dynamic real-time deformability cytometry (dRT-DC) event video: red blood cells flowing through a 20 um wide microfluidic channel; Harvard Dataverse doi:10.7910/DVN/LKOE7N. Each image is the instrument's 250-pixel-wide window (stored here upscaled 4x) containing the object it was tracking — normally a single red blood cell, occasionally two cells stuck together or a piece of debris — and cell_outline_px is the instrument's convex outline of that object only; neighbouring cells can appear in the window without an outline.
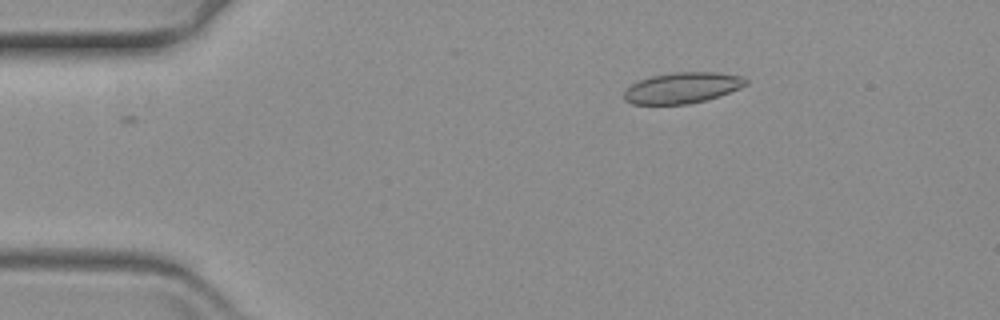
{"species": "common noctule bat (a hibernating species)", "species_latin": "Nyctalus noctula", "temperature_condition": "warm", "stored_images_in_passage": 52, "camera_frame_rate_fps": 3000, "um_per_image_px": 0.085, "animal": {"sex": "female", "body_mass_g": 19.3, "forearm_length_mm": 54.1}, "frame": {"image": 1, "passage_image": 1, "time_ms": 0.0, "image_size_px": [1000, 320], "cell_outline_px": [[748, 84], [740, 88], [720, 96], [688, 104], [632, 104], [624, 100], [624, 92], [632, 84], [640, 80], [652, 76], [676, 72], [716, 72], [744, 76], [748, 80]], "centroid_in_image_um": [58.04, 7.46], "position_along_channel_um": 27.0, "area_um2": 21.91}}
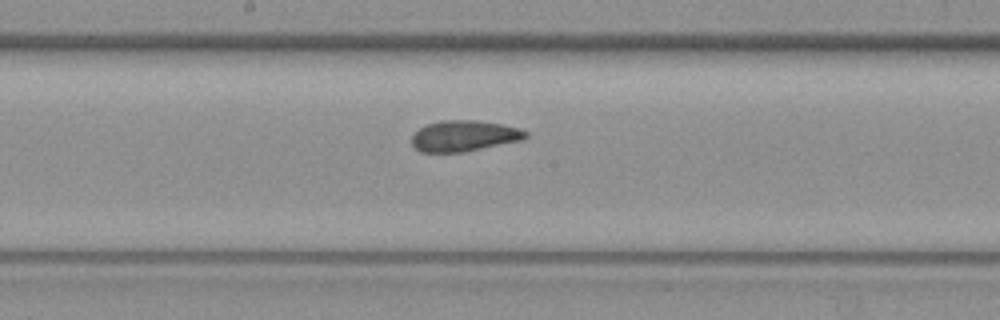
{"frame": {"image": 2, "passage_image": 23, "time_ms": 7.333, "image_size_px": [1000, 320], "cell_outline_px": [[528, 136], [520, 140], [460, 152], [420, 152], [412, 144], [412, 136], [420, 128], [428, 124], [440, 120], [476, 120], [500, 124], [520, 128], [528, 132]], "centroid_in_image_um": [39.43, 11.54], "position_along_channel_um": 208.8, "area_um2": 20.17}}
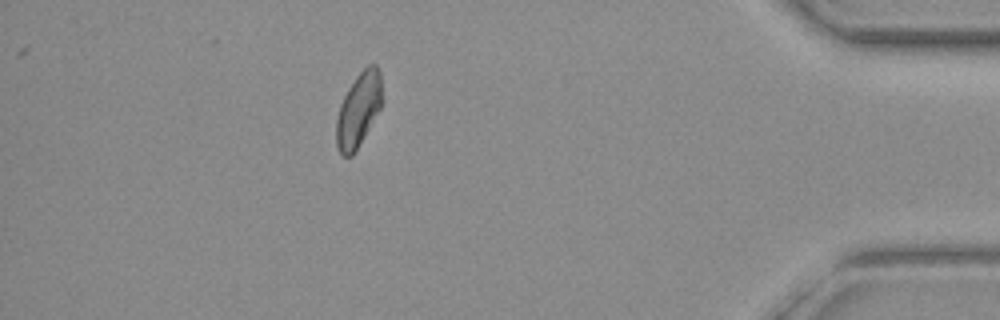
{"frame": {"image": 3, "passage_image": 45, "time_ms": 14.667, "image_size_px": [1000, 320], "cell_outline_px": [[384, 100], [380, 108], [364, 136], [352, 156], [344, 156], [340, 152], [336, 144], [336, 120], [340, 104], [348, 88], [356, 76], [368, 64], [376, 64], [380, 72]], "centroid_in_image_um": [30.49, 9.29], "position_along_channel_um": 404.7, "area_um2": 19.77}}